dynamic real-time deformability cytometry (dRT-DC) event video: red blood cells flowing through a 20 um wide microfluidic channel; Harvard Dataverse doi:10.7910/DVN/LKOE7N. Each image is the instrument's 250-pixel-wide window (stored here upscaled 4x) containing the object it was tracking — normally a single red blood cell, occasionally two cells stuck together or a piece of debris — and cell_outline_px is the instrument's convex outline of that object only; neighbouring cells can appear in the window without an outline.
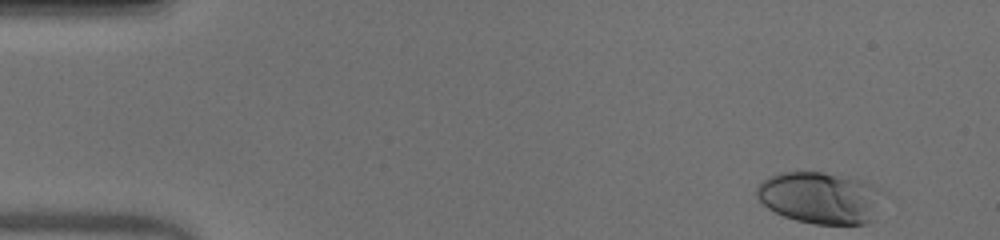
{"species": "human", "species_latin": "Homo sapiens", "temperature_condition": "warm", "stored_images_in_passage": 49, "camera_frame_rate_fps": 3000, "um_per_image_px": 0.085, "donor": {"sex": "male"}, "frame": {"image": 1, "passage_image": 1, "time_ms": 0.0, "image_size_px": [1000, 240], "cell_outline_px": [[884, 192], [872, 220], [868, 224], [812, 224], [796, 220], [784, 216], [768, 208], [756, 196], [756, 188], [768, 176], [780, 172], [824, 172], [848, 176], [864, 180], [880, 188]], "centroid_in_image_um": [69.74, 16.8], "position_along_channel_um": 15.3, "area_um2": 38.44}}
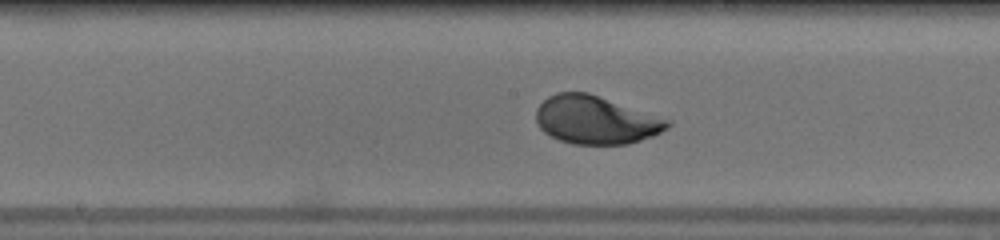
{"frame": {"image": 2, "passage_image": 24, "time_ms": 7.667, "image_size_px": [1000, 240], "cell_outline_px": [[672, 124], [668, 128], [652, 136], [628, 144], [572, 144], [560, 140], [544, 132], [540, 128], [536, 120], [536, 108], [548, 96], [556, 92], [588, 92], [672, 120]], "centroid_in_image_um": [50.65, 10.19], "position_along_channel_um": 197.6, "area_um2": 36.93}}
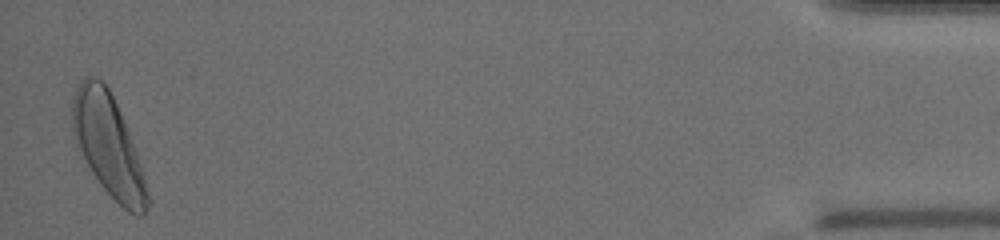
{"frame": {"image": 3, "passage_image": 48, "time_ms": 15.667, "image_size_px": [1000, 240], "cell_outline_px": [[152, 204], [144, 216], [140, 216], [128, 212], [100, 184], [76, 148], [72, 136], [72, 100], [76, 88], [84, 76], [96, 76], [108, 88], [120, 112], [140, 164], [152, 200]], "centroid_in_image_um": [9.2, 12.39], "position_along_channel_um": 426.0, "area_um2": 44.33}, "authors_computed_cell_mechanics": {"area_um2": 37.281, "velocity_mm_per_s": 3.9574, "shape_relaxation_time_tau1_ms": 2.3292, "shape_relaxation_time_tau2_ms": null, "deformation_change_tau1": 0.1436, "deformation_change_tau2": null}}